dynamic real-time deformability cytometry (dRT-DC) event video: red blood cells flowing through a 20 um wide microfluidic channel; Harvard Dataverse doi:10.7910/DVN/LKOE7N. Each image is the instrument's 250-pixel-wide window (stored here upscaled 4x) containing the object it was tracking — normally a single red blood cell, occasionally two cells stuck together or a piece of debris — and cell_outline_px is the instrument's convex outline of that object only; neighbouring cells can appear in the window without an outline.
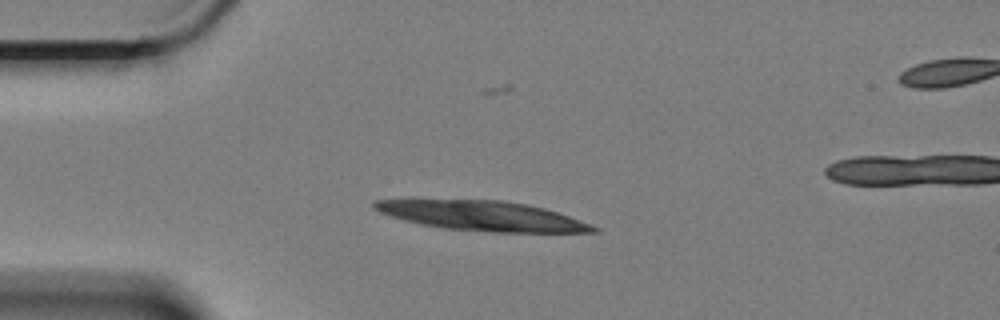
{"species": "Egyptian fruit bat (a non-hibernating species)", "species_latin": "Rousettus aegyptiacus", "temperature_condition": "cold", "stored_images_in_passage": 20, "camera_frame_rate_fps": 3000, "um_per_image_px": 0.085, "animal": {"sex": "female"}, "frame": {"image": 1, "passage_image": 1, "time_ms": 0.0, "image_size_px": [1000, 320], "cell_outline_px": [[600, 232], [496, 232], [440, 228], [420, 224], [404, 220], [380, 212], [372, 208], [372, 204], [376, 200], [504, 200], [544, 208], [568, 216], [600, 228]], "centroid_in_image_um": [41.0, 18.35], "position_along_channel_um": 44.0, "area_um2": 37.45}}